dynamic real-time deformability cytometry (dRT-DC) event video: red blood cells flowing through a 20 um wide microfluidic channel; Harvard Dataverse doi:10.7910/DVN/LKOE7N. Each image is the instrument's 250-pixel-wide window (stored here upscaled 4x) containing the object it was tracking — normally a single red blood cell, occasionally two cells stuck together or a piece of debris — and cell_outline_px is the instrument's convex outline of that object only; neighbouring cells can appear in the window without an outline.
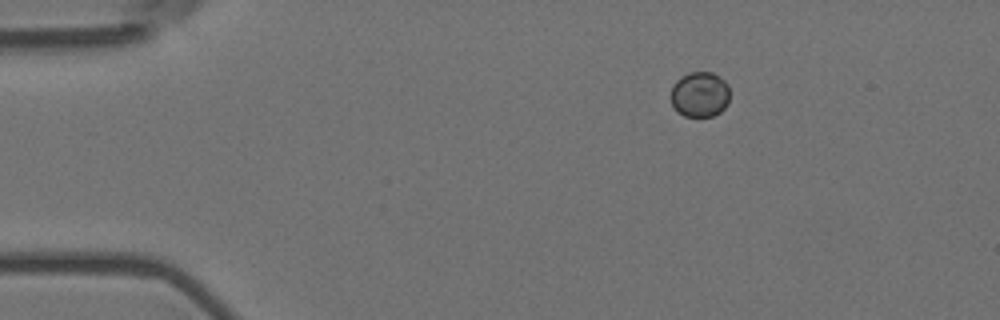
{"species": "Egyptian fruit bat (a non-hibernating species)", "species_latin": "Rousettus aegyptiacus", "temperature_condition": "room temperature", "stored_images_in_passage": 47, "camera_frame_rate_fps": 3000, "um_per_image_px": 0.085, "animal": {"sex": "female"}, "frame": {"image": 1, "passage_image": 1, "time_ms": 0.0, "image_size_px": [1000, 320], "cell_outline_px": [[728, 104], [720, 112], [712, 116], [684, 116], [676, 112], [672, 104], [672, 84], [680, 76], [688, 72], [712, 72], [724, 80], [728, 84]], "centroid_in_image_um": [59.47, 8.02], "position_along_channel_um": 25.5, "area_um2": 15.66}}
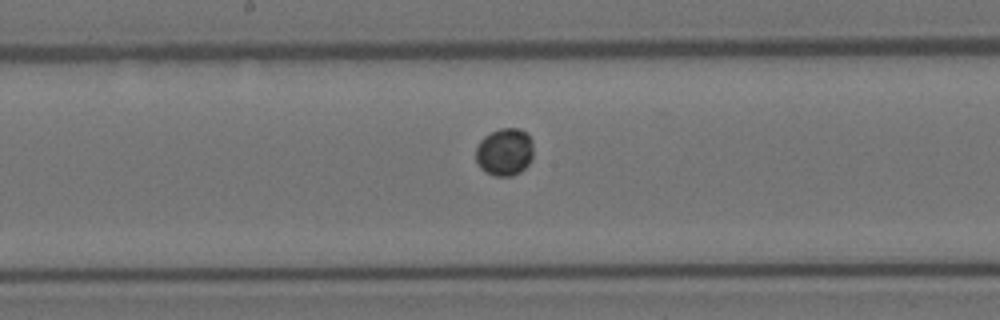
{"frame": {"image": 2, "passage_image": 21, "time_ms": 6.667, "image_size_px": [1000, 320], "cell_outline_px": [[532, 156], [528, 164], [520, 172], [512, 176], [492, 176], [484, 172], [480, 168], [476, 160], [476, 148], [480, 140], [484, 136], [500, 128], [520, 128], [532, 140]], "centroid_in_image_um": [42.86, 12.93], "position_along_channel_um": 205.3, "area_um2": 16.01}}
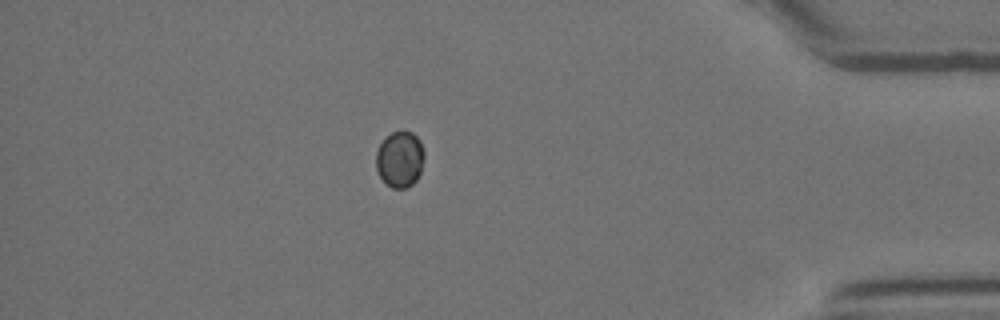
{"frame": {"image": 3, "passage_image": 40, "time_ms": 13.0, "image_size_px": [1000, 320], "cell_outline_px": [[424, 156], [420, 172], [416, 180], [412, 184], [404, 188], [392, 188], [380, 176], [376, 168], [376, 152], [380, 144], [392, 132], [412, 132], [420, 140], [424, 152]], "centroid_in_image_um": [33.99, 13.54], "position_along_channel_um": 401.2, "area_um2": 15.49}}